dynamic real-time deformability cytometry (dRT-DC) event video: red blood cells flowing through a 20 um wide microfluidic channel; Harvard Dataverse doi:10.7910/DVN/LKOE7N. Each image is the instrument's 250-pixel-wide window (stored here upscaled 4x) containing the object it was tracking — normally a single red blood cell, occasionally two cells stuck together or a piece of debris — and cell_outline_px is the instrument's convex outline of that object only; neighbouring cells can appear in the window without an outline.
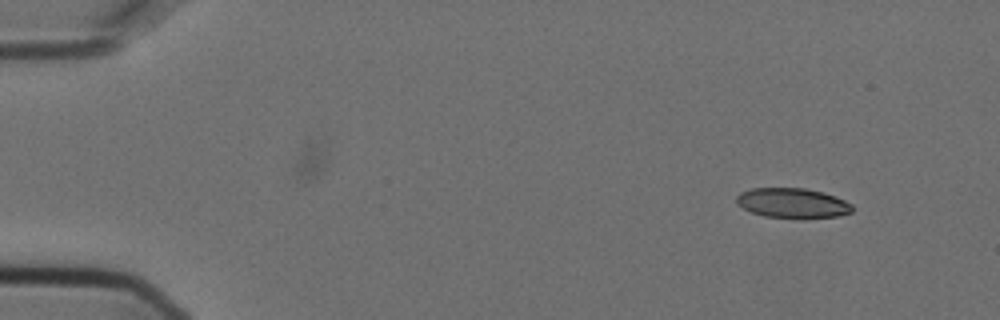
{"species": "Egyptian fruit bat (a non-hibernating species)", "species_latin": "Rousettus aegyptiacus", "temperature_condition": "cold", "stored_images_in_passage": 6, "camera_frame_rate_fps": 3000, "um_per_image_px": 0.085, "animal": {"sex": "female"}, "frame": {"image": 1, "passage_image": 6, "time_ms": 1.667, "image_size_px": [1000, 320], "cell_outline_px": [[852, 212], [840, 216], [804, 220], [800, 220], [764, 216], [752, 212], [736, 204], [736, 196], [740, 192], [752, 188], [804, 188], [824, 192], [836, 196], [852, 204]], "centroid_in_image_um": [67.39, 17.29], "position_along_channel_um": 17.6, "area_um2": 20.81}}